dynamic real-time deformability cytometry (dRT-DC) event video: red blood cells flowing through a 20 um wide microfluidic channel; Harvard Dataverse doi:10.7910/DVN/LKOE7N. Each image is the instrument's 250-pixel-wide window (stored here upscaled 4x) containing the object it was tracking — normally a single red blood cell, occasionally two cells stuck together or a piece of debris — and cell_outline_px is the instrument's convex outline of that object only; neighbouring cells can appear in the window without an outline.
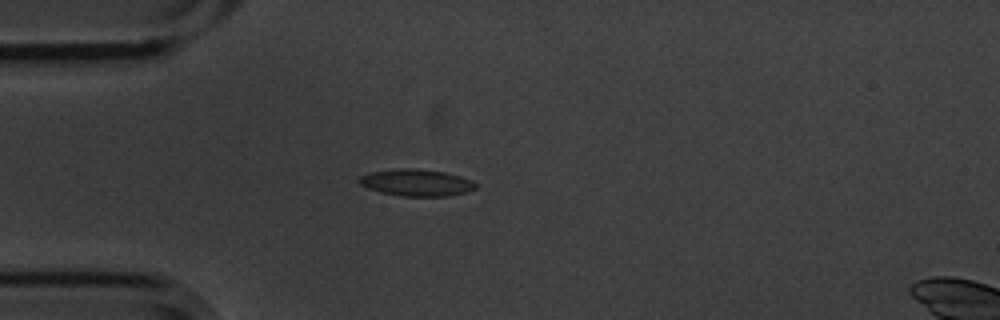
{"species": "common noctule bat (a hibernating species)", "species_latin": "Nyctalus noctula", "temperature_condition": "cold", "stored_images_in_passage": 1, "camera_frame_rate_fps": 3000, "um_per_image_px": 0.085, "animal": {"sex": "male", "body_mass_g": 20.1, "forearm_length_mm": 53.5}, "frame": {"image": 1, "passage_image": 1, "time_ms": 0.0, "image_size_px": [1000, 320], "cell_outline_px": [[476, 188], [468, 192], [448, 196], [404, 196], [380, 192], [368, 188], [360, 184], [356, 180], [360, 176], [372, 172], [400, 168], [412, 168], [444, 172], [460, 176], [472, 180], [476, 184]], "centroid_in_image_um": [35.4, 15.53], "position_along_channel_um": 49.6, "area_um2": 18.15}}